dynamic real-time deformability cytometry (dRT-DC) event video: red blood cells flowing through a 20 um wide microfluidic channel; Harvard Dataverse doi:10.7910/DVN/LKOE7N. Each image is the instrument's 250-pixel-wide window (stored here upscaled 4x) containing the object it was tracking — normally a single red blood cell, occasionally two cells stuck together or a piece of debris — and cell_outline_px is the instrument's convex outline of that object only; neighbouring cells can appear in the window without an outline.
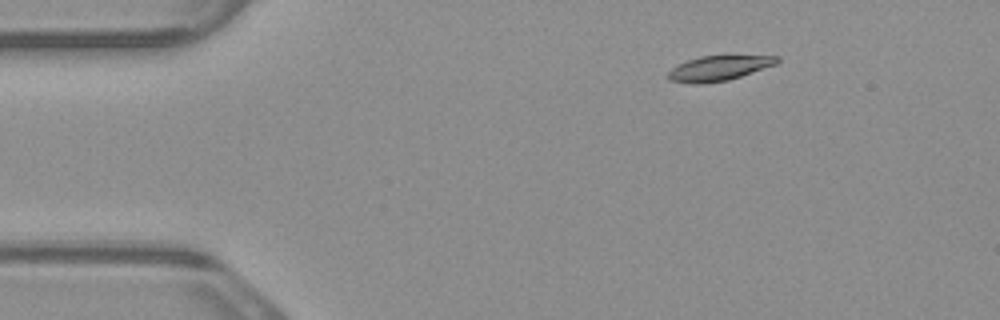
{"species": "common noctule bat (a hibernating species)", "species_latin": "Nyctalus noctula", "temperature_condition": "warm", "stored_images_in_passage": 3, "camera_frame_rate_fps": 3000, "um_per_image_px": 0.085, "animal": {"sex": "male", "body_mass_g": 23.1, "forearm_length_mm": 52.7}, "frame": {"image": 1, "passage_image": 1, "time_ms": 0.0, "image_size_px": [1000, 320], "cell_outline_px": [[780, 60], [776, 64], [728, 80], [704, 84], [696, 84], [668, 80], [668, 72], [672, 68], [688, 60], [700, 56], [728, 52], [780, 56]], "centroid_in_image_um": [61.19, 5.72], "position_along_channel_um": 23.8, "area_um2": 16.76}}